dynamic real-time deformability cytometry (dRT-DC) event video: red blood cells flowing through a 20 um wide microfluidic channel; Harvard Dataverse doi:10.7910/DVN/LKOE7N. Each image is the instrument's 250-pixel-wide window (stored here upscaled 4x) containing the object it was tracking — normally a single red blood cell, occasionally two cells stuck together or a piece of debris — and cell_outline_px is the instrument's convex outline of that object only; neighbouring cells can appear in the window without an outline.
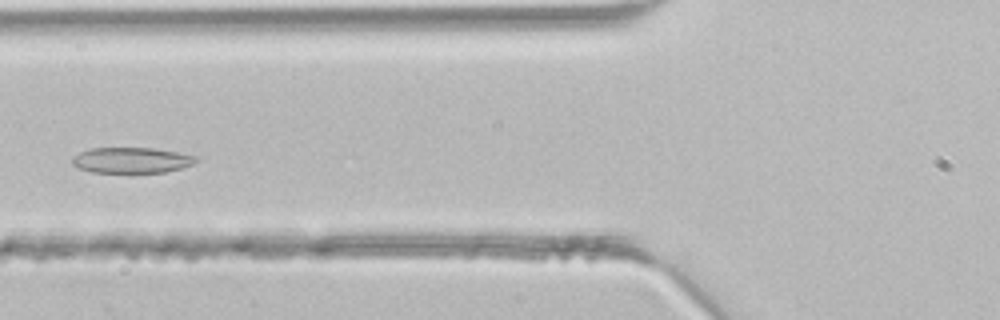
{"species": "common noctule bat (a hibernating species)", "species_latin": "Nyctalus noctula", "temperature_condition": "room temperature", "stored_images_in_passage": 42, "camera_frame_rate_fps": 3000, "um_per_image_px": 0.085, "animal": {"sex": "male", "body_mass_g": 21.5, "forearm_length_mm": 52.0}, "frame": {"image": 1, "passage_image": 15, "time_ms": 4.667, "image_size_px": [1000, 320], "cell_outline_px": [[196, 160], [192, 164], [180, 168], [164, 172], [92, 172], [76, 168], [72, 164], [72, 156], [88, 148], [152, 148], [176, 152], [196, 156]], "centroid_in_image_um": [11.1, 13.61], "position_along_channel_um": 114.7, "area_um2": 18.38}}
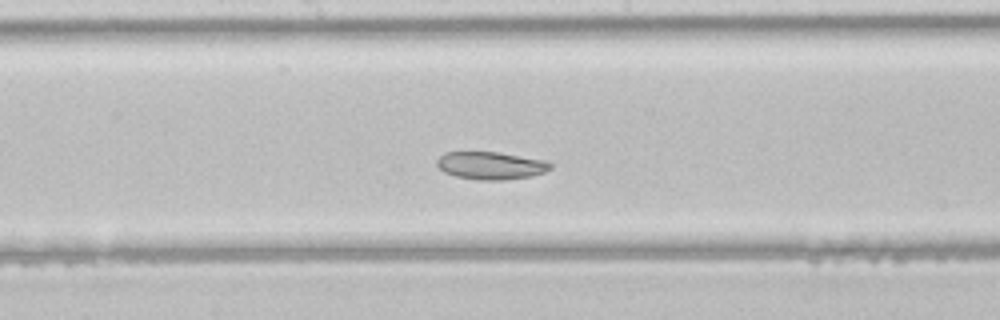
{"frame": {"image": 2, "passage_image": 21, "time_ms": 6.667, "image_size_px": [1000, 320], "cell_outline_px": [[552, 168], [544, 172], [532, 176], [504, 180], [480, 180], [456, 176], [444, 172], [436, 164], [436, 160], [444, 152], [496, 152], [544, 160], [552, 164]], "centroid_in_image_um": [41.71, 14.07], "position_along_channel_um": 206.5, "area_um2": 18.21}}
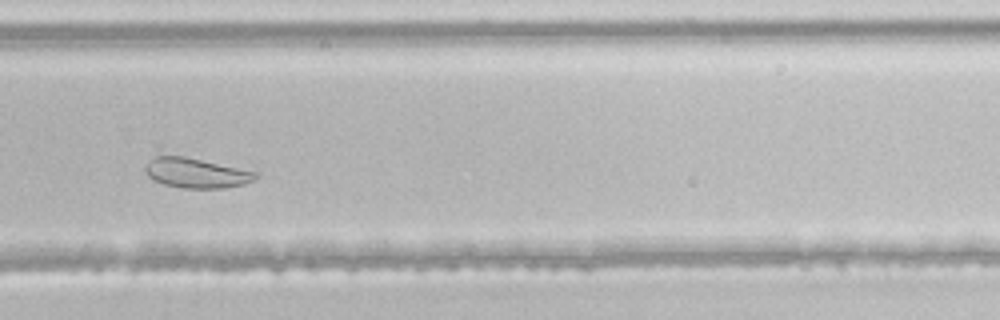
{"frame": {"image": 3, "passage_image": 28, "time_ms": 9.0, "image_size_px": [1000, 320], "cell_outline_px": [[260, 176], [256, 180], [244, 184], [224, 188], [184, 188], [164, 184], [148, 176], [144, 172], [144, 168], [148, 160], [156, 156], [184, 156], [256, 172]], "centroid_in_image_um": [16.67, 14.71], "position_along_channel_um": 313.1, "area_um2": 19.07}}